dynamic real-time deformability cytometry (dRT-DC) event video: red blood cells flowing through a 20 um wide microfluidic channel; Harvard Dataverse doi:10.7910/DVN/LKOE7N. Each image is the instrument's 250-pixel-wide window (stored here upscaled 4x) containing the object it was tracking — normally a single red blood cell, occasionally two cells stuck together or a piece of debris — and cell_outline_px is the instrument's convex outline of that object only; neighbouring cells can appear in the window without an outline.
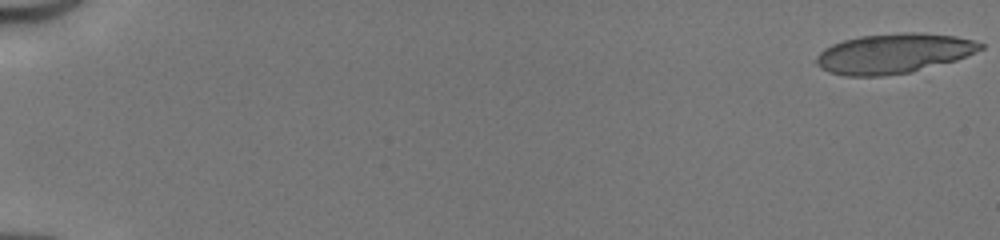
{"species": "human", "species_latin": "Homo sapiens", "temperature_condition": "cold", "stored_images_in_passage": 51, "camera_frame_rate_fps": 3000, "um_per_image_px": 0.085, "donor": {"sex": "male"}, "frame": {"image": 1, "passage_image": 1, "time_ms": 0.0, "image_size_px": [1000, 240], "cell_outline_px": [[984, 48], [956, 60], [912, 72], [884, 76], [844, 76], [828, 72], [820, 68], [816, 64], [816, 56], [824, 48], [832, 44], [844, 40], [860, 36], [904, 32], [924, 32], [956, 36], [972, 40], [984, 44]], "centroid_in_image_um": [75.94, 4.54], "position_along_channel_um": 9.1, "area_um2": 38.32}}
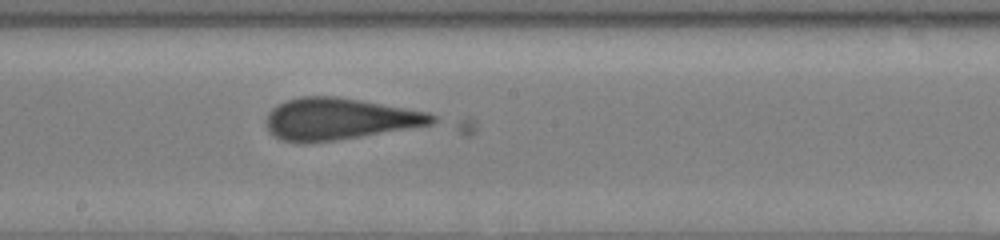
{"frame": {"image": 2, "passage_image": 30, "time_ms": 9.667, "image_size_px": [1000, 240], "cell_outline_px": [[436, 120], [432, 124], [336, 140], [308, 144], [300, 144], [280, 140], [268, 132], [264, 124], [264, 120], [268, 112], [276, 104], [300, 96], [336, 96], [360, 100], [428, 112], [436, 116]], "centroid_in_image_um": [28.72, 10.12], "position_along_channel_um": 219.5, "area_um2": 40.58}}
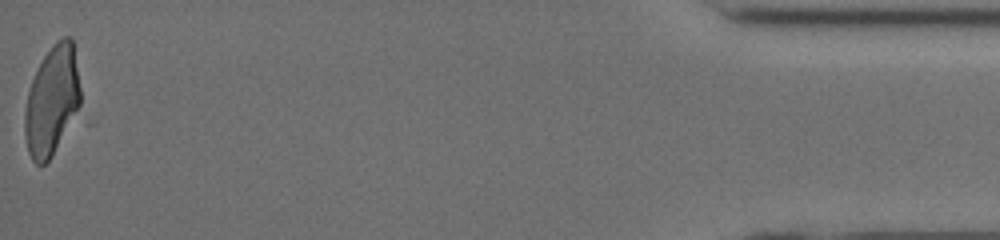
{"frame": {"image": 3, "passage_image": 51, "time_ms": 16.667, "image_size_px": [1000, 240], "cell_outline_px": [[80, 104], [52, 156], [44, 164], [36, 164], [32, 160], [28, 152], [24, 136], [24, 112], [28, 92], [32, 80], [44, 56], [52, 44], [56, 40], [64, 36], [72, 36], [80, 88]], "centroid_in_image_um": [4.39, 8.54], "position_along_channel_um": 430.8, "area_um2": 35.08}}